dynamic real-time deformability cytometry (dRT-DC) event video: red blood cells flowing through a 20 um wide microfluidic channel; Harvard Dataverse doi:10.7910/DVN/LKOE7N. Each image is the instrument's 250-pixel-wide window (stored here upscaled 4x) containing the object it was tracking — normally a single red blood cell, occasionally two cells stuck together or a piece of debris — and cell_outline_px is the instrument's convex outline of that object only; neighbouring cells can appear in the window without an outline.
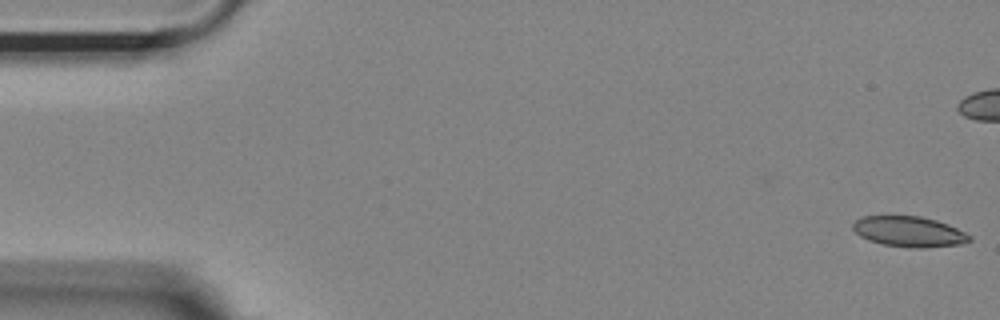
{"species": "Egyptian fruit bat (a non-hibernating species)", "species_latin": "Rousettus aegyptiacus", "temperature_condition": "room temperature", "stored_images_in_passage": 9, "camera_frame_rate_fps": 3000, "um_per_image_px": 0.085, "animal": {"sex": "female"}, "frame": {"image": 1, "passage_image": 1, "time_ms": 0.0, "image_size_px": [1000, 320], "cell_outline_px": [[972, 240], [960, 244], [924, 248], [908, 248], [884, 244], [868, 240], [860, 236], [852, 228], [852, 224], [860, 216], [920, 216], [936, 220], [948, 224], [972, 236]], "centroid_in_image_um": [77.26, 19.69], "position_along_channel_um": 7.7, "area_um2": 20.75}}